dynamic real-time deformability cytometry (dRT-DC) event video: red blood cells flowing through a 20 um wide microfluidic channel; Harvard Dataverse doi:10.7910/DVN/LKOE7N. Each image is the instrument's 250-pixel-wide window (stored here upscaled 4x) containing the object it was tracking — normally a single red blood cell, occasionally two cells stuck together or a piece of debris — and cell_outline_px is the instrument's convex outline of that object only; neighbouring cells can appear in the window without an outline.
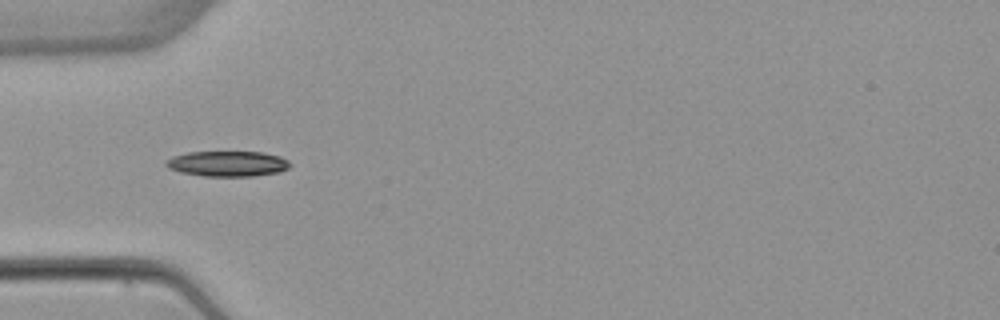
{"species": "common noctule bat (a hibernating species)", "species_latin": "Nyctalus noctula", "temperature_condition": "warm", "stored_images_in_passage": 7, "segment_of_instrument_passage": [2, 2], "camera_frame_rate_fps": 3000, "um_per_image_px": 0.085, "animal": {"sex": "female", "body_mass_g": 22.7, "forearm_length_mm": 54.2}, "frame": {"image": 1, "passage_image": 5, "time_ms": 4.667, "image_size_px": [1000, 320], "cell_outline_px": [[292, 164], [288, 168], [280, 172], [252, 176], [204, 176], [180, 172], [168, 168], [164, 164], [172, 156], [188, 152], [264, 152], [280, 156], [288, 160]], "centroid_in_image_um": [19.37, 13.91], "position_along_channel_um": 65.6, "area_um2": 18.44}}
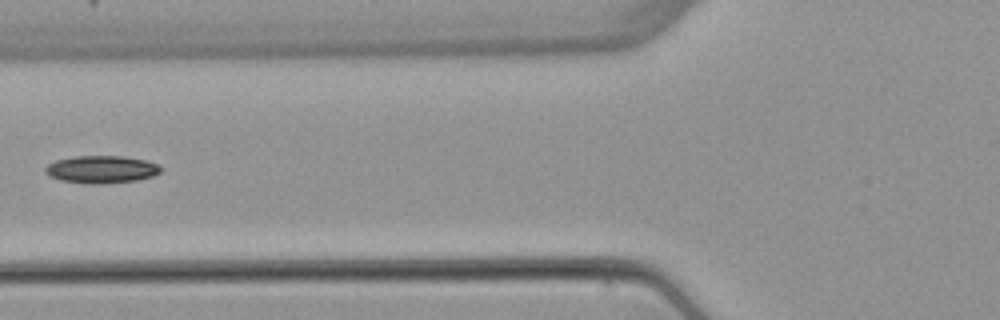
{"frame": {"image": 2, "passage_image": 6, "time_ms": 6.0, "image_size_px": [1000, 320], "cell_outline_px": [[164, 168], [160, 172], [152, 176], [136, 180], [104, 184], [88, 184], [60, 180], [44, 172], [44, 168], [48, 164], [56, 160], [76, 156], [120, 156], [144, 160], [156, 164]], "centroid_in_image_um": [8.61, 14.4], "position_along_channel_um": 117.2, "area_um2": 18.44}}
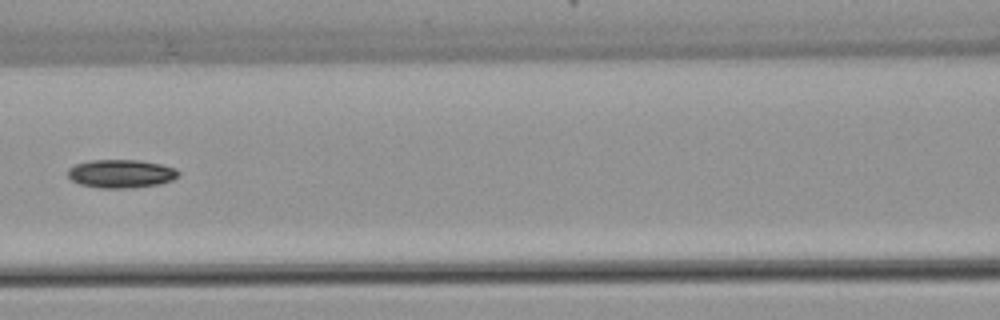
{"frame": {"image": 3, "passage_image": 7, "time_ms": 7.0, "image_size_px": [1000, 320], "cell_outline_px": [[180, 172], [172, 180], [160, 184], [128, 188], [100, 188], [80, 184], [72, 180], [68, 176], [68, 168], [76, 164], [92, 160], [140, 160], [160, 164], [176, 168]], "centroid_in_image_um": [10.29, 14.76], "position_along_channel_um": 156.3, "area_um2": 18.21}}